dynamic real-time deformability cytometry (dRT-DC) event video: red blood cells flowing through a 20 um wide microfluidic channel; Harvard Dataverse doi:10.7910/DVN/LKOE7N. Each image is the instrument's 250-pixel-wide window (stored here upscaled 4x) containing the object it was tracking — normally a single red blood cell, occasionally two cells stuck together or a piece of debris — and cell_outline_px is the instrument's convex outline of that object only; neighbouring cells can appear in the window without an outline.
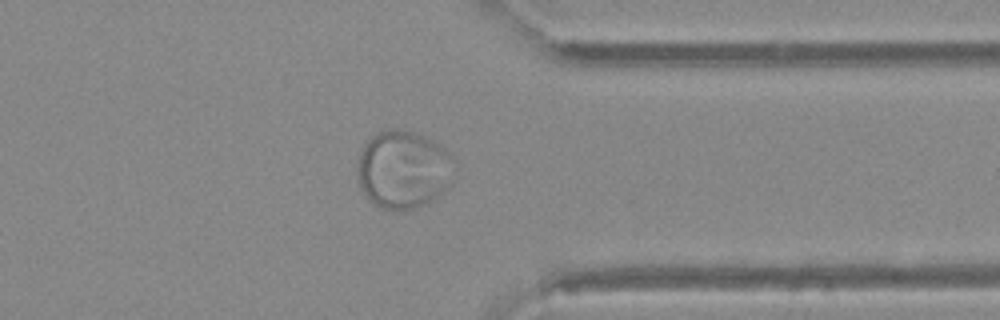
{"species": "Egyptian fruit bat (a non-hibernating species)", "species_latin": "Rousettus aegyptiacus", "temperature_condition": "warm", "stored_images_in_passage": 30, "camera_frame_rate_fps": 3000, "um_per_image_px": 0.085, "animal": {"sex": "female"}, "frame": {"image": 1, "passage_image": 26, "time_ms": 8.333, "image_size_px": [1000, 320], "cell_outline_px": [[456, 160], [452, 180], [428, 204], [412, 208], [384, 208], [368, 200], [360, 188], [356, 176], [356, 172], [360, 152], [364, 144], [372, 136], [384, 128], [404, 128], [416, 132], [432, 140], [444, 148]], "centroid_in_image_um": [34.26, 14.36], "position_along_channel_um": 377.1, "area_um2": 44.33}}